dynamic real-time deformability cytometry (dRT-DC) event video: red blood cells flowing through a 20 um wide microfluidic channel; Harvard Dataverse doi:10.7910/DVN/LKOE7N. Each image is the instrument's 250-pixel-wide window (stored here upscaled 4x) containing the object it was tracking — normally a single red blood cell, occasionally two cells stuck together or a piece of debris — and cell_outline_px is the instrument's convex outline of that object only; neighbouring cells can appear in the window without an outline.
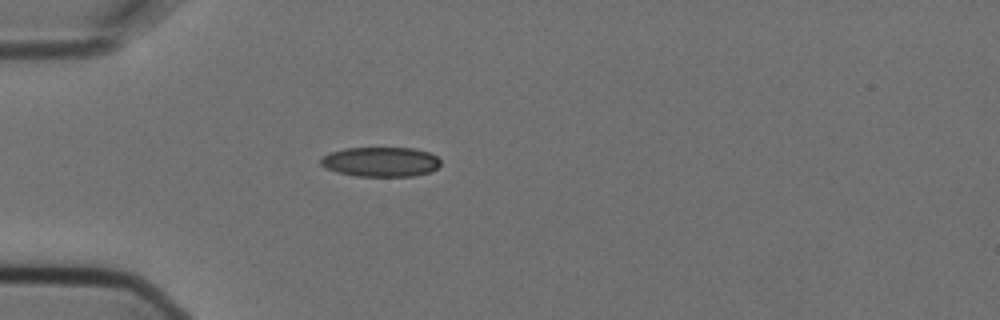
{"species": "Egyptian fruit bat (a non-hibernating species)", "species_latin": "Rousettus aegyptiacus", "temperature_condition": "cold", "stored_images_in_passage": 4, "camera_frame_rate_fps": 3000, "um_per_image_px": 0.085, "animal": {"sex": "female"}, "frame": {"image": 1, "passage_image": 4, "time_ms": 1.0, "image_size_px": [1000, 320], "cell_outline_px": [[440, 164], [432, 172], [412, 176], [356, 176], [336, 172], [324, 168], [320, 164], [320, 160], [324, 156], [332, 152], [344, 148], [412, 148], [428, 152], [436, 156], [440, 160]], "centroid_in_image_um": [32.35, 13.76], "position_along_channel_um": 52.6, "area_um2": 20.75}}